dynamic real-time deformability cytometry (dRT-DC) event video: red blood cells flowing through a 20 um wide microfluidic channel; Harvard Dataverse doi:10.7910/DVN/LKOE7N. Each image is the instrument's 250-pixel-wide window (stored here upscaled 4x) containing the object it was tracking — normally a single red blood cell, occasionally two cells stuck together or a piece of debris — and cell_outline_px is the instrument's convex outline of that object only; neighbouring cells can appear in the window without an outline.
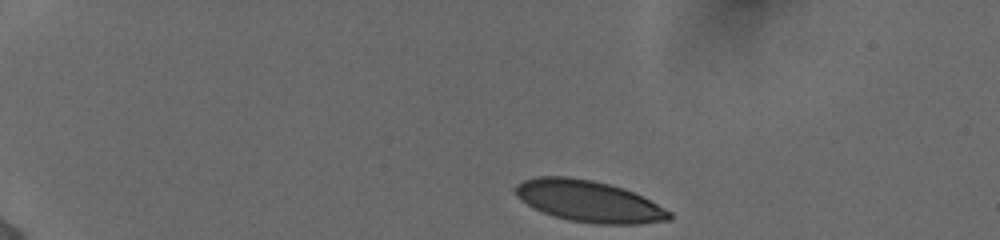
{"species": "human", "species_latin": "Homo sapiens", "temperature_condition": "cold", "stored_images_in_passage": 34, "camera_frame_rate_fps": 3000, "um_per_image_px": 0.085, "donor": {"sex": "female"}, "frame": {"image": 1, "passage_image": 1, "time_ms": 0.0, "image_size_px": [1000, 240], "cell_outline_px": [[672, 220], [640, 224], [596, 224], [568, 220], [532, 208], [520, 200], [512, 192], [512, 188], [516, 184], [524, 180], [536, 176], [568, 176], [592, 180], [624, 188], [672, 212]], "centroid_in_image_um": [50.0, 17.1], "position_along_channel_um": 35.0, "area_um2": 37.34}}
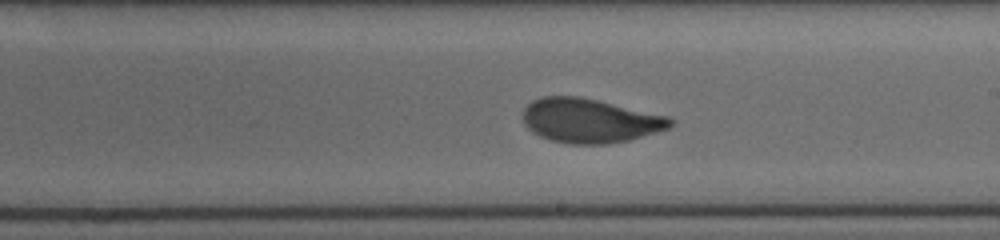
{"frame": {"image": 2, "passage_image": 19, "time_ms": 6.0, "image_size_px": [1000, 240], "cell_outline_px": [[676, 124], [668, 128], [656, 132], [628, 140], [608, 144], [572, 144], [552, 140], [540, 136], [532, 132], [524, 124], [524, 108], [532, 100], [540, 96], [580, 96], [668, 116], [676, 120]], "centroid_in_image_um": [50.15, 10.25], "position_along_channel_um": 238.9, "area_um2": 38.03}}
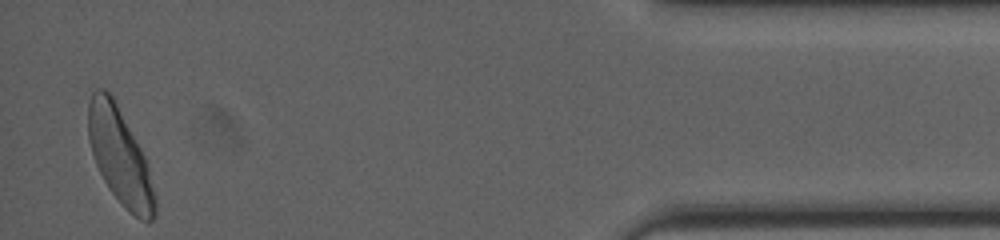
{"frame": {"image": 3, "passage_image": 34, "time_ms": 11.0, "image_size_px": [1000, 240], "cell_outline_px": [[156, 212], [152, 220], [140, 220], [108, 188], [96, 164], [88, 140], [88, 104], [92, 92], [96, 88], [104, 88], [112, 96], [140, 148], [144, 156], [148, 168], [156, 196]], "centroid_in_image_um": [10.17, 13.26], "position_along_channel_um": 425.0, "area_um2": 36.41}, "authors_computed_cell_mechanics": {"area_um2": 37.6278, "velocity_mm_per_s": 4.8224, "shape_relaxation_time_tau1_ms": 3.4397, "shape_relaxation_time_tau2_ms": null, "deformation_change_tau1": 0.1409, "deformation_change_tau2": null}}